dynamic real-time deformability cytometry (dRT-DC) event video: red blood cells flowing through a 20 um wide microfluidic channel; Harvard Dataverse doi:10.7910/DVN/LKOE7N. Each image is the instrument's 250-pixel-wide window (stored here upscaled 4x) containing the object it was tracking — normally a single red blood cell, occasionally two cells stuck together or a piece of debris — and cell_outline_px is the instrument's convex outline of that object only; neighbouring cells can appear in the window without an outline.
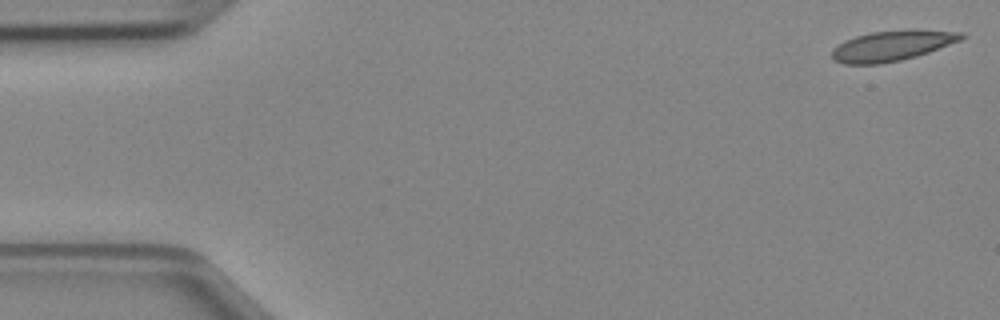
{"species": "Egyptian fruit bat (a non-hibernating species)", "species_latin": "Rousettus aegyptiacus", "temperature_condition": "cold", "stored_images_in_passage": 46, "camera_frame_rate_fps": 3000, "um_per_image_px": 0.085, "animal": {"sex": "female"}, "frame": {"image": 1, "passage_image": 1, "time_ms": 0.0, "image_size_px": [1000, 320], "cell_outline_px": [[968, 36], [960, 40], [928, 52], [916, 56], [900, 60], [880, 64], [844, 64], [832, 60], [832, 48], [844, 40], [856, 36], [872, 32], [912, 28], [916, 28], [964, 32]], "centroid_in_image_um": [75.84, 3.86], "position_along_channel_um": 9.2, "area_um2": 23.29}}
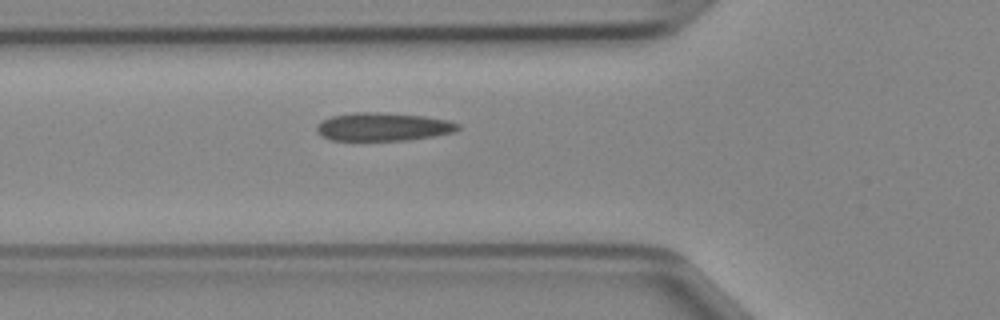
{"frame": {"image": 2, "passage_image": 16, "time_ms": 5.0, "image_size_px": [1000, 320], "cell_outline_px": [[460, 128], [456, 132], [408, 140], [332, 140], [324, 136], [316, 128], [324, 120], [332, 116], [356, 112], [380, 112], [424, 116], [448, 120], [460, 124]], "centroid_in_image_um": [32.64, 10.77], "position_along_channel_um": 93.2, "area_um2": 22.95}}
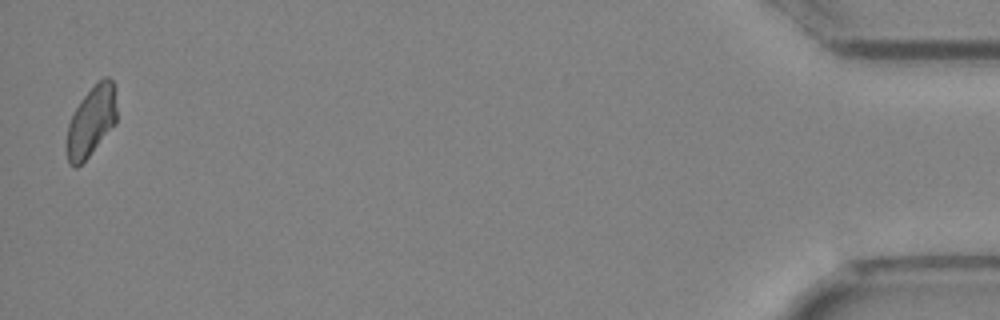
{"frame": {"image": 3, "passage_image": 46, "time_ms": 15.0, "image_size_px": [1000, 320], "cell_outline_px": [[116, 124], [88, 156], [76, 168], [68, 164], [68, 124], [80, 100], [104, 76], [108, 76], [112, 80], [116, 108]], "centroid_in_image_um": [7.77, 10.31], "position_along_channel_um": 427.4, "area_um2": 19.83}}